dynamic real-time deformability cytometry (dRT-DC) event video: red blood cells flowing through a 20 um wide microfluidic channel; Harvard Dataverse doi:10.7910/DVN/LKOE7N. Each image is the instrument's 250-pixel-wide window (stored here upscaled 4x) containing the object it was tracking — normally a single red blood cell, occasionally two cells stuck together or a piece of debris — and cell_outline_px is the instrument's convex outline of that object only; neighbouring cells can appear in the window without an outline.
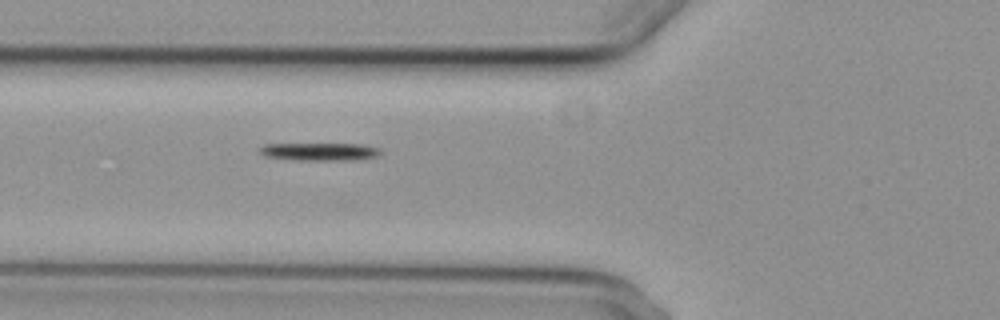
{"species": "common noctule bat (a hibernating species)", "species_latin": "Nyctalus noctula", "temperature_condition": "cold", "stored_images_in_passage": 6, "camera_frame_rate_fps": 3000, "um_per_image_px": 0.085, "animal": {"sex": "female", "body_mass_g": 29.2, "forearm_length_mm": 56.3}, "frame": {"image": 1, "passage_image": 6, "time_ms": 5.667, "image_size_px": [1000, 320], "cell_outline_px": [[380, 152], [376, 156], [356, 160], [296, 160], [264, 156], [256, 152], [264, 144], [360, 144], [380, 148]], "centroid_in_image_um": [27.12, 12.89], "position_along_channel_um": 98.7, "area_um2": 12.54}}